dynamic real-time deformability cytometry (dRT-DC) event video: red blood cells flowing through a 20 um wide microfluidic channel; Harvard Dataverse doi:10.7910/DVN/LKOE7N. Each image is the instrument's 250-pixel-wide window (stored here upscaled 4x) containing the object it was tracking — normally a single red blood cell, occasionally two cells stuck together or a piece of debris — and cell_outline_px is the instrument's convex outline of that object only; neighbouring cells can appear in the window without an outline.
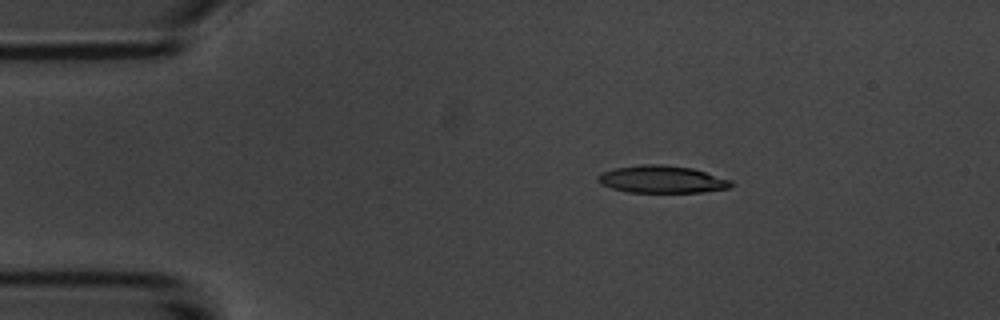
{"species": "common noctule bat (a hibernating species)", "species_latin": "Nyctalus noctula", "temperature_condition": "room temperature", "stored_images_in_passage": 6, "camera_frame_rate_fps": 3000, "um_per_image_px": 0.085, "animal": {"sex": "male", "body_mass_g": 20.1, "forearm_length_mm": 53.5}, "frame": {"image": 1, "passage_image": 3, "time_ms": 2.333, "image_size_px": [1000, 320], "cell_outline_px": [[732, 188], [700, 192], [628, 192], [612, 188], [600, 184], [596, 180], [596, 176], [604, 172], [616, 168], [640, 164], [660, 164], [692, 168], [732, 180]], "centroid_in_image_um": [56.26, 15.24], "position_along_channel_um": 28.7, "area_um2": 21.21}}
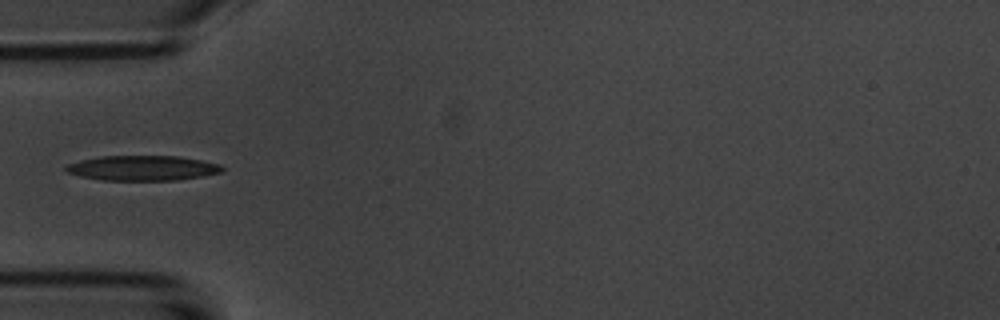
{"frame": {"image": 2, "passage_image": 5, "time_ms": 5.0, "image_size_px": [1000, 320], "cell_outline_px": [[224, 172], [176, 180], [100, 180], [80, 176], [68, 172], [64, 168], [68, 164], [80, 160], [100, 156], [180, 156], [220, 164], [224, 168]], "centroid_in_image_um": [12.12, 14.28], "position_along_channel_um": 72.9, "area_um2": 22.72}}